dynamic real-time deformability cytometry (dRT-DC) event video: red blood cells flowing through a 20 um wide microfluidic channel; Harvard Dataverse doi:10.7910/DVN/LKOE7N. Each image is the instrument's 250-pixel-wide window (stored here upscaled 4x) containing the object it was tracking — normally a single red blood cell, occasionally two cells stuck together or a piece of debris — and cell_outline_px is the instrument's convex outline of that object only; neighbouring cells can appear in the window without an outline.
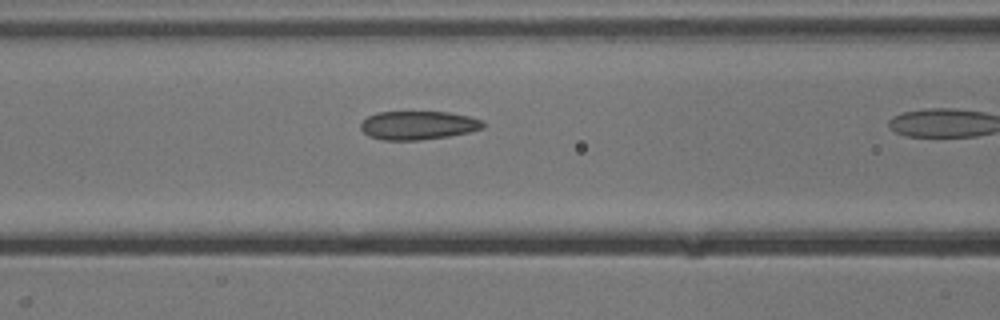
{"species": "common noctule bat (a hibernating species)", "species_latin": "Nyctalus noctula", "temperature_condition": "cold", "stored_images_in_passage": 14, "camera_frame_rate_fps": 3000, "um_per_image_px": 0.085, "animal": {"sex": "male", "body_mass_g": 13.3}, "frame": {"image": 1, "passage_image": 10, "time_ms": 3.0, "image_size_px": [1000, 320], "cell_outline_px": [[484, 128], [468, 132], [448, 136], [420, 140], [384, 140], [368, 136], [360, 128], [360, 124], [368, 116], [376, 112], [448, 112], [468, 116], [480, 120], [484, 124]], "centroid_in_image_um": [35.51, 10.65], "position_along_channel_um": 131.1, "area_um2": 20.29}}